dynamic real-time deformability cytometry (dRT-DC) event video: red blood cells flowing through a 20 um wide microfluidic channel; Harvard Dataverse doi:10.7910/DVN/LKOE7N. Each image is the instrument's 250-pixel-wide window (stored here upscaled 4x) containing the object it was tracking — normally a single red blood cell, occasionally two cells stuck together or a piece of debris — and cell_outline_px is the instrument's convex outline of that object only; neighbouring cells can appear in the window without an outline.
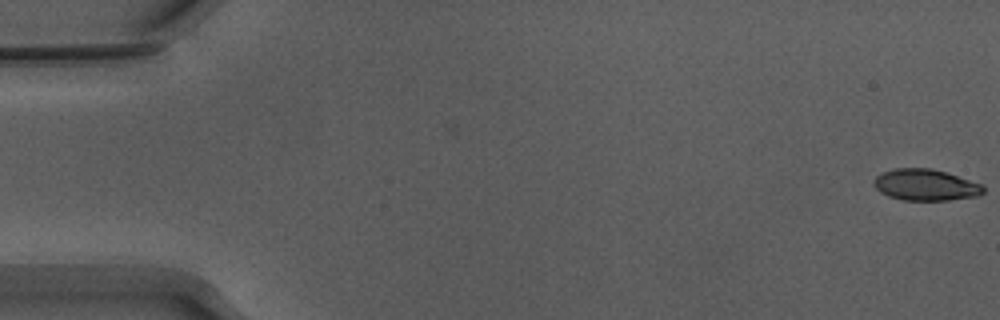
{"species": "Egyptian fruit bat (a non-hibernating species)", "species_latin": "Rousettus aegyptiacus", "temperature_condition": "warm", "stored_images_in_passage": 54, "camera_frame_rate_fps": 3000, "um_per_image_px": 0.085, "animal": {"sex": "male"}, "frame": {"image": 1, "passage_image": 1, "time_ms": 0.0, "image_size_px": [1000, 320], "cell_outline_px": [[984, 192], [980, 196], [948, 200], [904, 200], [888, 196], [880, 192], [872, 184], [876, 176], [884, 172], [896, 168], [932, 168], [984, 184]], "centroid_in_image_um": [78.7, 15.72], "position_along_channel_um": 6.3, "area_um2": 20.11}}
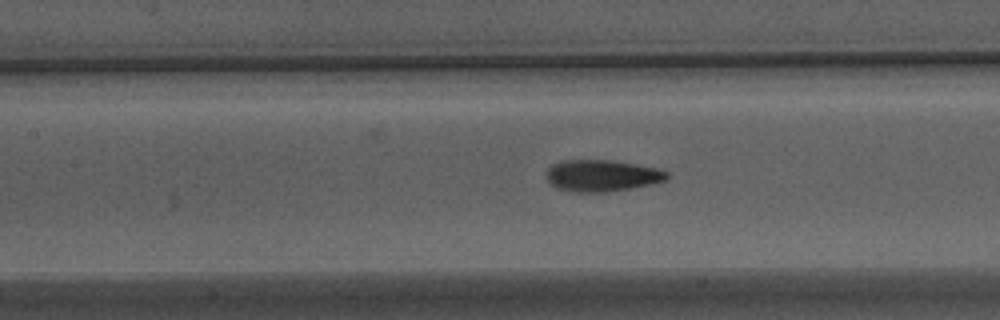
{"frame": {"image": 2, "passage_image": 25, "time_ms": 8.0, "image_size_px": [1000, 320], "cell_outline_px": [[668, 180], [652, 184], [604, 192], [576, 192], [556, 188], [548, 180], [544, 172], [552, 164], [560, 160], [608, 160], [636, 164], [660, 168], [668, 172]], "centroid_in_image_um": [51.16, 14.92], "position_along_channel_um": 156.2, "area_um2": 22.31}}
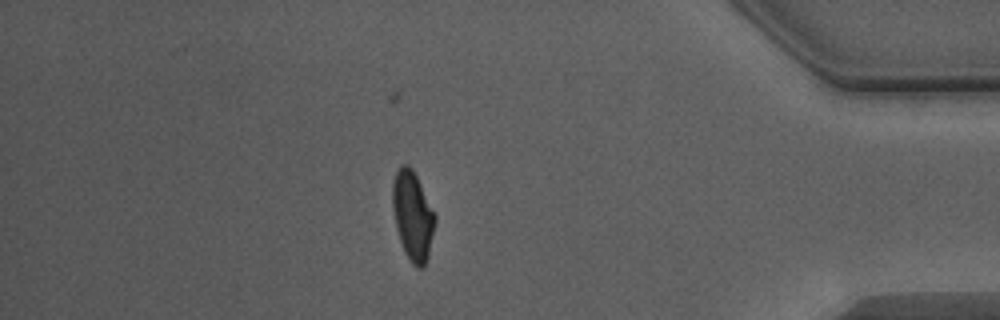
{"frame": {"image": 3, "passage_image": 47, "time_ms": 15.333, "image_size_px": [1000, 320], "cell_outline_px": [[436, 220], [428, 256], [424, 268], [416, 268], [408, 260], [404, 252], [396, 228], [392, 208], [392, 184], [396, 172], [400, 164], [408, 164], [412, 168], [436, 216]], "centroid_in_image_um": [35.06, 18.36], "position_along_channel_um": 400.1, "area_um2": 22.08}, "authors_computed_cell_mechanics": {"area_um2": 21.7328, "velocity_mm_per_s": 3.8794, "shape_relaxation_time_tau1_ms": 3.7485, "shape_relaxation_time_tau2_ms": 0.8492, "deformation_change_tau1": 0.1887, "deformation_change_tau2": 0.0562}}